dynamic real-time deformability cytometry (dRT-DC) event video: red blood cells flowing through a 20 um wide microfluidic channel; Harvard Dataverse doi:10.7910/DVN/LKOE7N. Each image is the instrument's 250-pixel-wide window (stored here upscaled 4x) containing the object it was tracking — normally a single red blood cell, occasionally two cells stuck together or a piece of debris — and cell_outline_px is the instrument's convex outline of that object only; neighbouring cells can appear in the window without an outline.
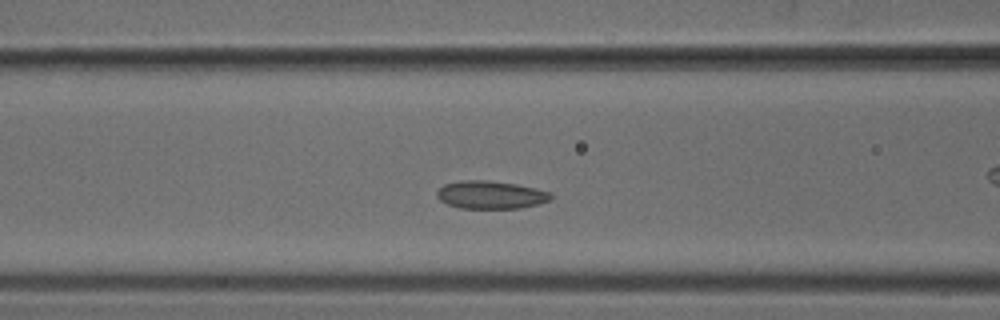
{"species": "common noctule bat (a hibernating species)", "species_latin": "Nyctalus noctula", "temperature_condition": "cold", "stored_images_in_passage": 36, "camera_frame_rate_fps": 3000, "um_per_image_px": 0.085, "animal": {"sex": "male", "body_mass_g": 18.8}, "frame": {"image": 1, "passage_image": 13, "time_ms": 4.0, "image_size_px": [1000, 320], "cell_outline_px": [[552, 200], [540, 204], [520, 208], [460, 208], [448, 204], [440, 200], [436, 196], [436, 192], [444, 184], [460, 180], [488, 180], [516, 184], [536, 188], [552, 192]], "centroid_in_image_um": [41.74, 16.56], "position_along_channel_um": 124.9, "area_um2": 18.73}}
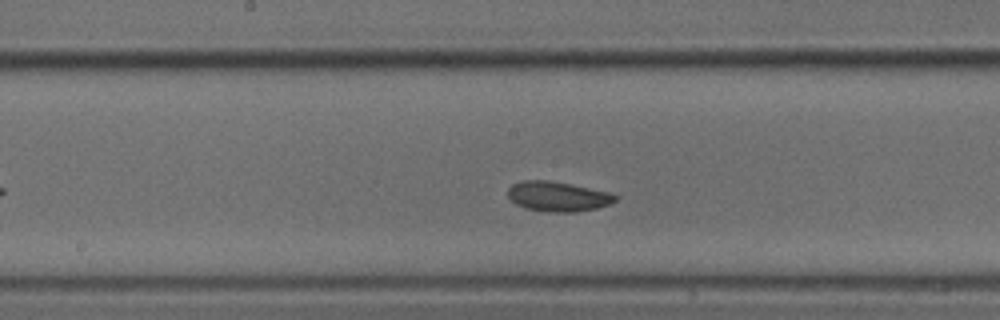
{"frame": {"image": 2, "passage_image": 19, "time_ms": 6.0, "image_size_px": [1000, 320], "cell_outline_px": [[620, 196], [612, 204], [596, 208], [576, 212], [548, 212], [524, 208], [516, 204], [508, 196], [508, 188], [512, 184], [524, 180], [548, 180], [608, 192]], "centroid_in_image_um": [47.42, 16.71], "position_along_channel_um": 200.8, "area_um2": 18.67}}
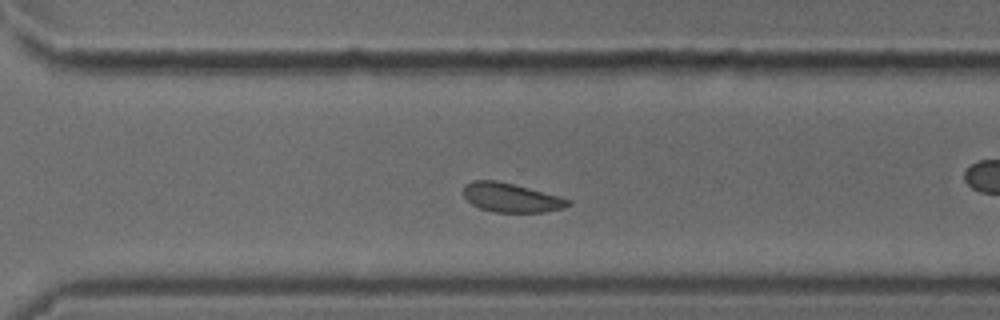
{"frame": {"image": 3, "passage_image": 29, "time_ms": 9.333, "image_size_px": [1000, 320], "cell_outline_px": [[572, 204], [564, 208], [544, 212], [496, 212], [480, 208], [472, 204], [464, 196], [464, 184], [472, 180], [496, 180], [560, 196], [572, 200]], "centroid_in_image_um": [43.47, 16.8], "position_along_channel_um": 327.1, "area_um2": 17.69}}